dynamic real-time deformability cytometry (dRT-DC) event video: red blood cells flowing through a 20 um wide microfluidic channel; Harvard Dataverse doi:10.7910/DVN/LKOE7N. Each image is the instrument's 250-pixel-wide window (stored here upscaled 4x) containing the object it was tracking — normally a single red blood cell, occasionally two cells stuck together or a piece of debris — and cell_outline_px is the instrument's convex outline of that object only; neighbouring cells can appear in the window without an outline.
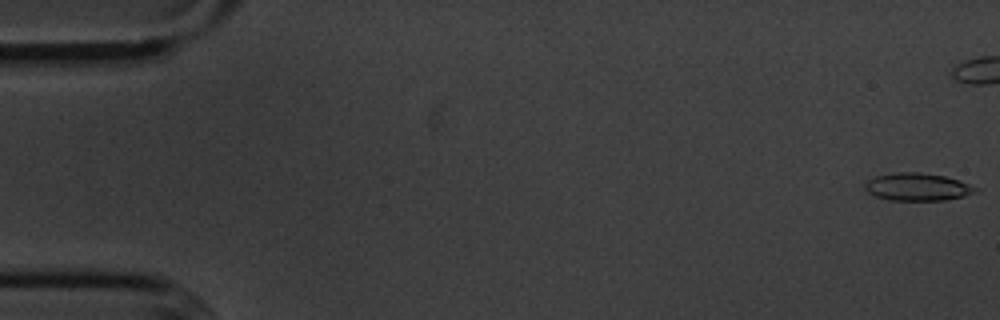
{"species": "common noctule bat (a hibernating species)", "species_latin": "Nyctalus noctula", "temperature_condition": "cold", "stored_images_in_passage": 45, "camera_frame_rate_fps": 3000, "um_per_image_px": 0.085, "animal": {"sex": "male", "body_mass_g": 20.1, "forearm_length_mm": 53.5}, "frame": {"image": 1, "passage_image": 1, "time_ms": 0.0, "image_size_px": [1000, 320], "cell_outline_px": [[980, 192], [964, 196], [944, 200], [888, 200], [876, 196], [868, 192], [864, 188], [864, 184], [868, 180], [876, 176], [896, 172], [920, 172], [944, 176], [960, 180], [980, 188]], "centroid_in_image_um": [78.03, 15.88], "position_along_channel_um": 7.0, "area_um2": 17.98}}
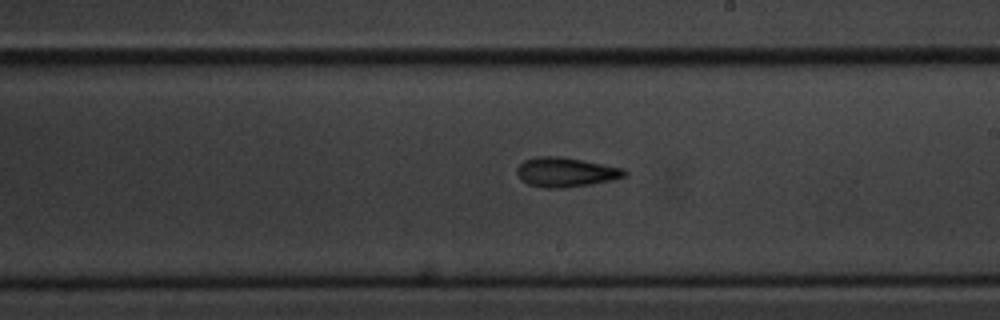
{"frame": {"image": 2, "passage_image": 32, "time_ms": 10.333, "image_size_px": [1000, 320], "cell_outline_px": [[628, 176], [612, 180], [592, 184], [564, 188], [544, 188], [528, 184], [520, 180], [516, 172], [516, 168], [524, 160], [536, 156], [560, 156], [624, 168], [628, 172]], "centroid_in_image_um": [48.09, 14.64], "position_along_channel_um": 240.9, "area_um2": 18.73}}
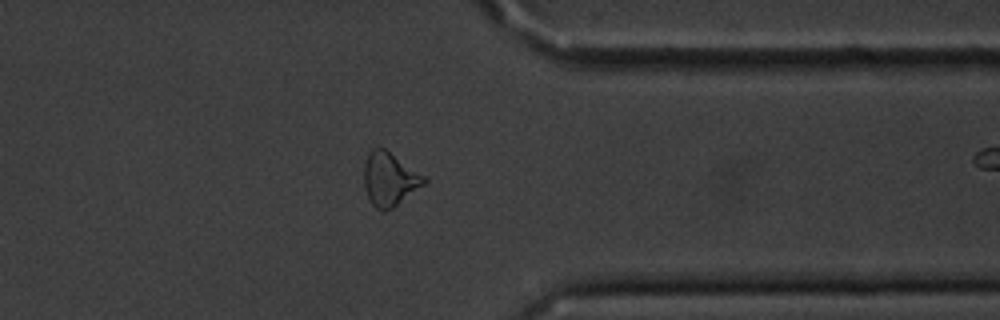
{"frame": {"image": 3, "passage_image": 44, "time_ms": 14.333, "image_size_px": [1000, 320], "cell_outline_px": [[428, 180], [424, 184], [392, 208], [384, 212], [376, 208], [372, 204], [364, 188], [364, 164], [368, 152], [372, 148], [384, 148], [428, 176]], "centroid_in_image_um": [33.13, 15.2], "position_along_channel_um": 378.3, "area_um2": 18.9}}